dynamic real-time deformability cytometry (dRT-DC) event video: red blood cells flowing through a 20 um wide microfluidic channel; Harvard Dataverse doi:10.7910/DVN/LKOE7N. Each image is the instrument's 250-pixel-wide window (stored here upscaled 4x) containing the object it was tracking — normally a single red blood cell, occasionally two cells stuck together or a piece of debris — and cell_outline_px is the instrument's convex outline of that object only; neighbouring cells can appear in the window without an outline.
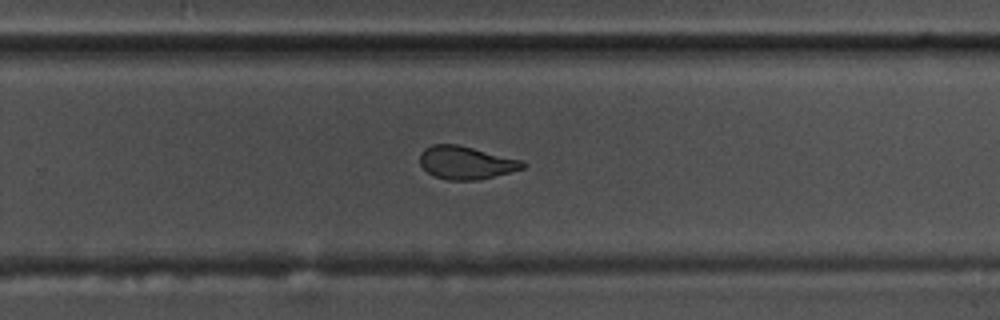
{"species": "common noctule bat (a hibernating species)", "species_latin": "Nyctalus noctula", "temperature_condition": "warm", "stored_images_in_passage": 45, "camera_frame_rate_fps": 3000, "um_per_image_px": 0.085, "animal": {"sex": "male", "body_mass_g": 17.5, "forearm_length_mm": 52.3}, "frame": {"image": 1, "passage_image": 26, "time_ms": 8.333, "image_size_px": [1000, 320], "cell_outline_px": [[528, 164], [524, 168], [476, 180], [448, 180], [432, 176], [420, 164], [420, 152], [424, 148], [432, 144], [460, 144], [524, 160]], "centroid_in_image_um": [39.61, 13.8], "position_along_channel_um": 290.2, "area_um2": 20.0}}
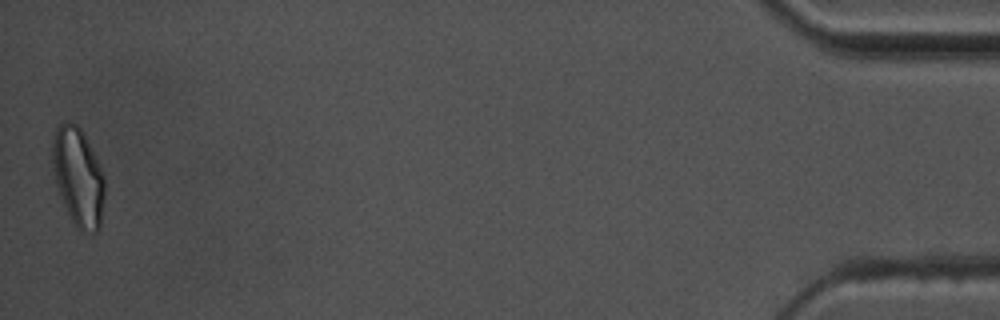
{"frame": {"image": 2, "passage_image": 45, "time_ms": 14.667, "image_size_px": [1000, 320], "cell_outline_px": [[104, 196], [100, 228], [96, 232], [80, 232], [76, 228], [64, 204], [56, 184], [52, 168], [52, 136], [56, 124], [64, 120], [68, 120], [76, 124], [84, 132], [104, 176]], "centroid_in_image_um": [6.62, 14.99], "position_along_channel_um": 428.6, "area_um2": 30.29}, "authors_computed_cell_mechanics": {"area_um2": 20.808, "velocity_mm_per_s": 3.6516, "shape_relaxation_time_tau1_ms": 9.5977, "shape_relaxation_time_tau2_ms": 1.8794, "deformation_change_tau1": 0.2213, "deformation_change_tau2": 0.0763}}